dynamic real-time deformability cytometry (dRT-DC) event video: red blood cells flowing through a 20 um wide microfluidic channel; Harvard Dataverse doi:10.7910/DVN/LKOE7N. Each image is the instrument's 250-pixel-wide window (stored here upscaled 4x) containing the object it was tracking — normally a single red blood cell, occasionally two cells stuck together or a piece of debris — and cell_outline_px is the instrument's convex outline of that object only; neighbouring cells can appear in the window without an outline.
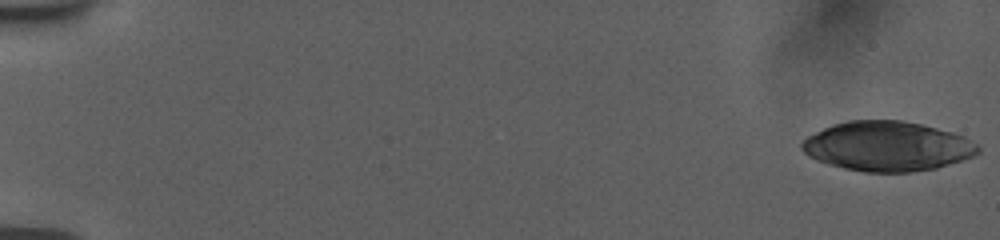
{"species": "human", "species_latin": "Homo sapiens", "temperature_condition": "room temperature", "stored_images_in_passage": 26, "camera_frame_rate_fps": 3000, "um_per_image_px": 0.085, "donor": {"sex": "female"}, "frame": {"image": 1, "passage_image": 1, "time_ms": 0.0, "image_size_px": [1000, 240], "cell_outline_px": [[976, 152], [968, 156], [932, 168], [908, 172], [868, 172], [848, 168], [832, 164], [820, 160], [804, 152], [800, 144], [804, 140], [824, 128], [848, 120], [900, 120], [920, 124], [956, 136], [976, 148]], "centroid_in_image_um": [75.26, 12.42], "position_along_channel_um": 9.7, "area_um2": 48.32}}
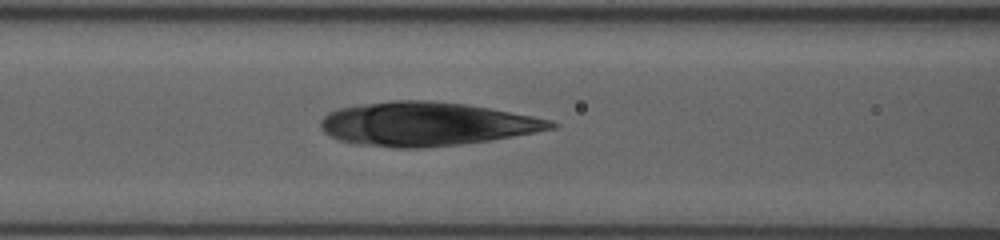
{"frame": {"image": 2, "passage_image": 19, "time_ms": 8.0, "image_size_px": [1000, 240], "cell_outline_px": [[556, 124], [552, 128], [532, 132], [488, 140], [460, 144], [424, 148], [392, 148], [356, 144], [340, 140], [324, 132], [320, 124], [324, 116], [328, 112], [340, 108], [392, 100], [432, 100], [464, 104], [488, 108], [532, 116], [548, 120]], "centroid_in_image_um": [36.16, 10.54], "position_along_channel_um": 130.4, "area_um2": 57.86}}
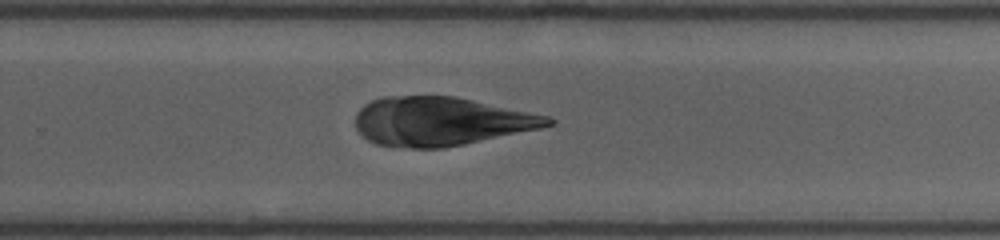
{"frame": {"image": 3, "passage_image": 26, "time_ms": 12.333, "image_size_px": [1000, 240], "cell_outline_px": [[552, 124], [540, 128], [464, 144], [444, 148], [392, 148], [376, 144], [368, 140], [356, 128], [356, 112], [364, 104], [372, 100], [384, 96], [456, 96], [548, 116], [552, 120]], "centroid_in_image_um": [37.4, 10.32], "position_along_channel_um": 292.4, "area_um2": 54.56}}